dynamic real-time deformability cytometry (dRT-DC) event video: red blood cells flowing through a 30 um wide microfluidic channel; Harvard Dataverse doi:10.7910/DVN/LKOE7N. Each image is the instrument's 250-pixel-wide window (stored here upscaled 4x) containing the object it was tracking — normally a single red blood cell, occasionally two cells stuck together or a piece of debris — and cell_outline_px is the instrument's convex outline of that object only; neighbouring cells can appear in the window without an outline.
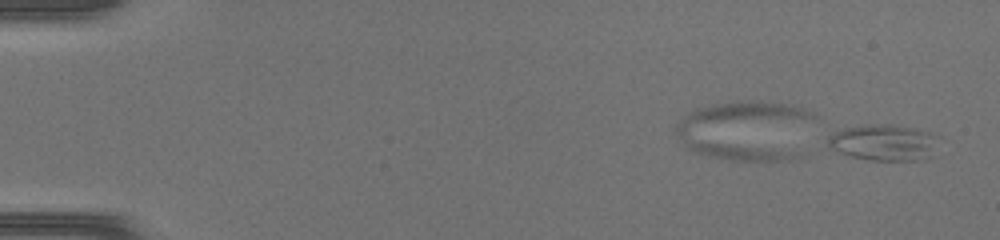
{"species": "common noctule bat (a hibernating species)", "species_latin": "Nyctalus noctula", "temperature_condition": "warm", "stored_images_in_passage": 45, "camera_frame_rate_fps": 3000, "um_per_image_px": 0.085, "animal": {"sex": "female", "body_mass_g": 17.0, "forearm_length_mm": 48.0}, "frame": {"image": 1, "passage_image": 1, "time_ms": 0.0, "image_size_px": [1000, 240], "cell_outline_px": [[932, 136], [916, 160], [872, 160], [852, 156], [828, 148], [828, 136], [836, 132], [848, 128], [904, 128], [928, 132]], "centroid_in_image_um": [74.8, 12.17], "position_along_channel_um": 10.2, "area_um2": 19.94}}
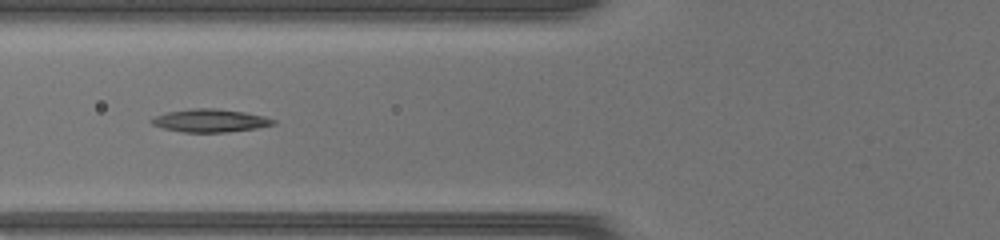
{"frame": {"image": 2, "passage_image": 19, "time_ms": 6.0, "image_size_px": [1000, 240], "cell_outline_px": [[276, 124], [256, 128], [224, 132], [184, 132], [164, 128], [152, 124], [152, 120], [156, 116], [168, 112], [196, 108], [212, 108], [244, 112], [264, 116], [276, 120]], "centroid_in_image_um": [17.91, 10.25], "position_along_channel_um": 107.9, "area_um2": 15.95}}
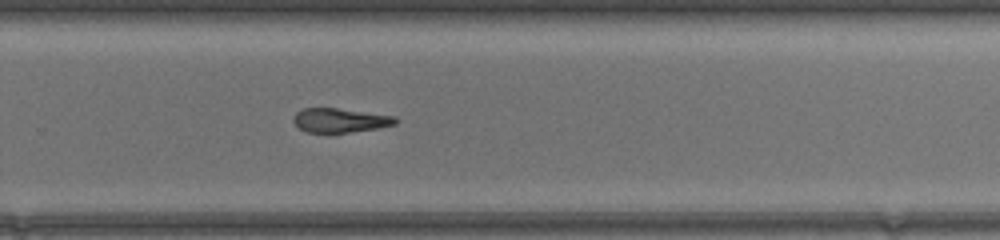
{"frame": {"image": 3, "passage_image": 32, "time_ms": 10.333, "image_size_px": [1000, 240], "cell_outline_px": [[400, 120], [396, 124], [376, 128], [348, 132], [308, 132], [300, 128], [292, 120], [292, 116], [296, 112], [304, 108], [336, 108], [392, 116]], "centroid_in_image_um": [28.87, 10.22], "position_along_channel_um": 300.9, "area_um2": 14.1}}